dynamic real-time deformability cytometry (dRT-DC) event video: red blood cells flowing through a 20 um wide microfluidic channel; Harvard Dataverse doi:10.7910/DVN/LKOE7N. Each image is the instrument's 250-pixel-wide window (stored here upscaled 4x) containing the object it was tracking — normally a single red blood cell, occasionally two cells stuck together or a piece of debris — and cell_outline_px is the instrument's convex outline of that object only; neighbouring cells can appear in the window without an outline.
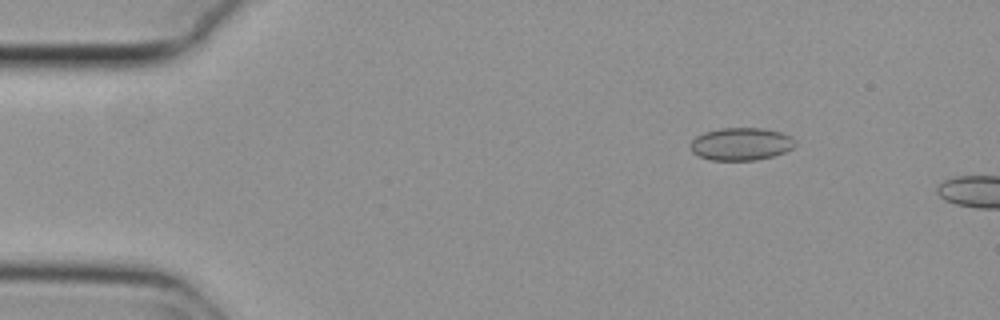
{"species": "common noctule bat (a hibernating species)", "species_latin": "Nyctalus noctula", "temperature_condition": "cold", "stored_images_in_passage": 11, "camera_frame_rate_fps": 3000, "um_per_image_px": 0.085, "animal": {"sex": "female", "body_mass_g": 29.2, "forearm_length_mm": 56.3}, "frame": {"image": 1, "passage_image": 8, "time_ms": 2.333, "image_size_px": [1000, 320], "cell_outline_px": [[796, 144], [792, 148], [784, 152], [772, 156], [756, 160], [708, 160], [692, 152], [688, 144], [696, 136], [704, 132], [720, 128], [764, 128], [780, 132], [792, 136], [796, 140]], "centroid_in_image_um": [62.98, 12.23], "position_along_channel_um": 22.0, "area_um2": 20.11}}